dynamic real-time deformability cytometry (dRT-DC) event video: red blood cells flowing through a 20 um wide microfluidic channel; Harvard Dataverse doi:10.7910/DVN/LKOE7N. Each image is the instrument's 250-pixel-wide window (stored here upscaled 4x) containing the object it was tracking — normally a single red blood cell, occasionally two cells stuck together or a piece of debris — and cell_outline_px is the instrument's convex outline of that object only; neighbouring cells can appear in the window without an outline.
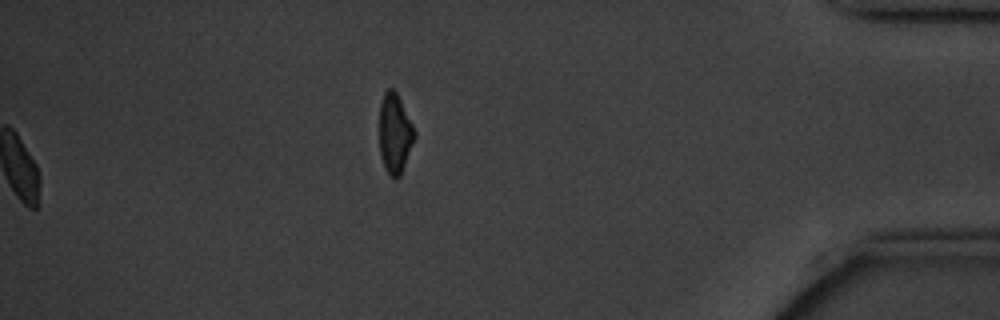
{"species": "common noctule bat (a hibernating species)", "species_latin": "Nyctalus noctula", "temperature_condition": "cold", "stored_images_in_passage": 45, "camera_frame_rate_fps": 3000, "um_per_image_px": 0.085, "animal": {"sex": "male", "body_mass_g": 20.1, "forearm_length_mm": 53.5}, "frame": {"image": 1, "passage_image": 45, "time_ms": 14.667, "image_size_px": [1000, 320], "cell_outline_px": [[416, 136], [400, 176], [396, 180], [384, 168], [380, 156], [380, 104], [384, 92], [388, 88], [392, 88], [396, 92], [416, 132]], "centroid_in_image_um": [33.56, 11.36], "position_along_channel_um": 401.6, "area_um2": 16.18}, "authors_computed_cell_mechanics": {"area_um2": 16.5308, "velocity_mm_per_s": 3.447, "shape_relaxation_time_tau1_ms": 2.2155, "shape_relaxation_time_tau2_ms": null, "deformation_change_tau1": 0.0974, "deformation_change_tau2": null}}